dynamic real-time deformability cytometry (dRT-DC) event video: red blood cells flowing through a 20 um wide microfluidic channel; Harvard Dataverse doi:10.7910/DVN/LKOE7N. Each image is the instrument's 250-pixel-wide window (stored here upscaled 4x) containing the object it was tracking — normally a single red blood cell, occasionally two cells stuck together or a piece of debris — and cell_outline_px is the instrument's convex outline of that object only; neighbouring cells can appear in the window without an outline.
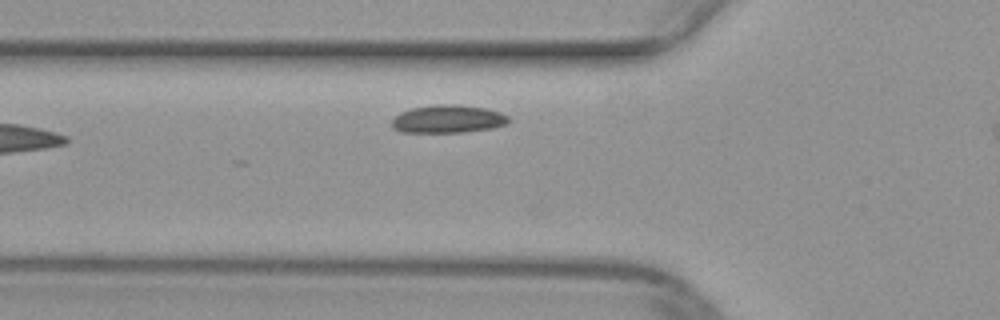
{"species": "common noctule bat (a hibernating species)", "species_latin": "Nyctalus noctula", "temperature_condition": "warm", "stored_images_in_passage": 12, "camera_frame_rate_fps": 3000, "um_per_image_px": 0.085, "animal": {"sex": "female", "body_mass_g": 29.2, "forearm_length_mm": 56.3}, "frame": {"image": 1, "passage_image": 3, "time_ms": 0.667, "image_size_px": [1000, 320], "cell_outline_px": [[508, 124], [492, 128], [464, 132], [400, 132], [392, 128], [392, 120], [400, 112], [412, 108], [432, 104], [460, 104], [484, 108], [500, 112], [508, 116]], "centroid_in_image_um": [38.06, 10.11], "position_along_channel_um": 87.7, "area_um2": 19.13}}
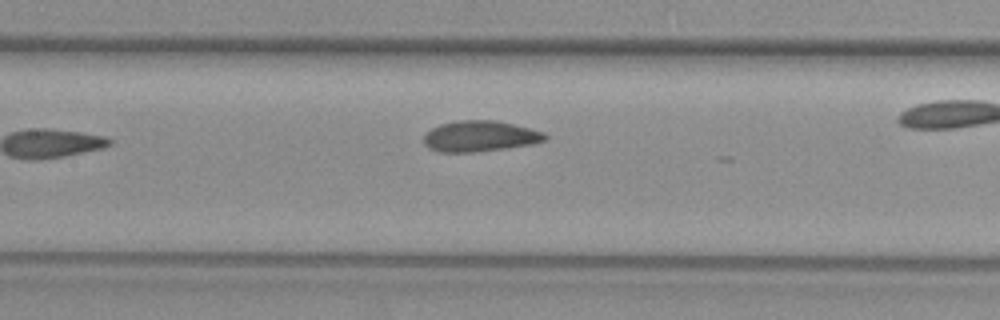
{"frame": {"image": 2, "passage_image": 6, "time_ms": 1.667, "image_size_px": [1000, 320], "cell_outline_px": [[548, 140], [532, 144], [476, 152], [440, 152], [428, 148], [424, 144], [424, 136], [432, 128], [440, 124], [460, 120], [496, 120], [544, 132], [548, 136]], "centroid_in_image_um": [40.8, 11.58], "position_along_channel_um": 166.6, "area_um2": 21.73}}